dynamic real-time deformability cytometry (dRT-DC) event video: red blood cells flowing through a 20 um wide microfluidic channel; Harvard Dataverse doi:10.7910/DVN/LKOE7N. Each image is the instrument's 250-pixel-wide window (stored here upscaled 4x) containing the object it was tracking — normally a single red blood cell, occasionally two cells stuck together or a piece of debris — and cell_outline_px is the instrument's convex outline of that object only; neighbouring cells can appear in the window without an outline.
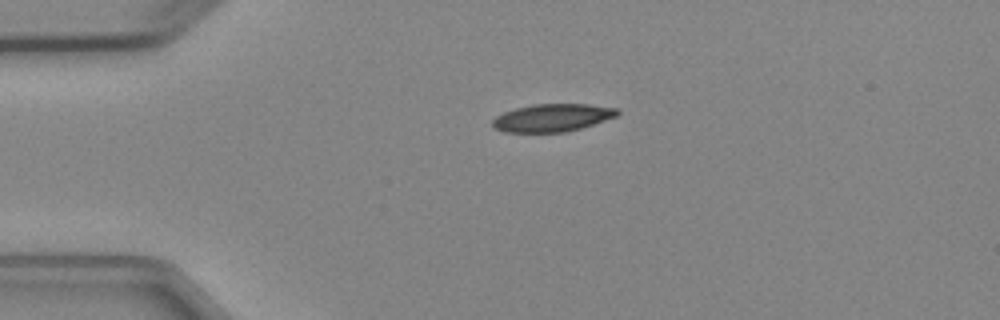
{"species": "Egyptian fruit bat (a non-hibernating species)", "species_latin": "Rousettus aegyptiacus", "temperature_condition": "cold", "stored_images_in_passage": 3, "camera_frame_rate_fps": 3000, "um_per_image_px": 0.085, "animal": {"sex": "female"}, "frame": {"image": 1, "passage_image": 1, "time_ms": 0.0, "image_size_px": [1000, 320], "cell_outline_px": [[620, 112], [616, 116], [580, 128], [564, 132], [504, 132], [496, 128], [492, 124], [492, 120], [496, 116], [504, 112], [516, 108], [532, 104], [588, 104], [616, 108]], "centroid_in_image_um": [46.92, 10.0], "position_along_channel_um": 38.1, "area_um2": 19.94}}